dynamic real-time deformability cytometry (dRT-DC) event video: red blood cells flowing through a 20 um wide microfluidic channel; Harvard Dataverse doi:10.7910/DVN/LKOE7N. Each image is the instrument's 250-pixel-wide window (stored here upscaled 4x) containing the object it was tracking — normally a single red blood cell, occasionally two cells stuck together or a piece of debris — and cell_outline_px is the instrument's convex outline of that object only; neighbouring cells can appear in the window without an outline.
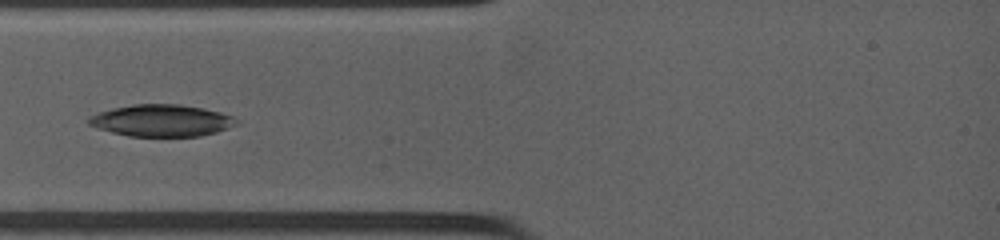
{"species": "common noctule bat (a hibernating species)", "species_latin": "Nyctalus noctula", "temperature_condition": "warm", "stored_images_in_passage": 4, "camera_frame_rate_fps": 4500, "um_per_image_px": 0.085, "animal": {"sex": "female", "body_mass_g": 19.0, "forearm_length_mm": 53.3}, "frame": {"image": 1, "passage_image": 2, "time_ms": 0.889, "image_size_px": [1000, 240], "cell_outline_px": [[240, 124], [216, 132], [200, 136], [128, 136], [96, 128], [88, 124], [88, 116], [112, 108], [132, 104], [180, 104], [204, 108], [220, 112], [232, 116]], "centroid_in_image_um": [13.73, 10.24], "position_along_channel_um": 71.3, "area_um2": 27.51}}
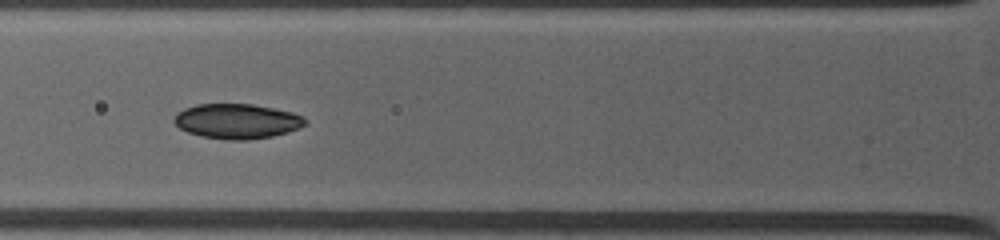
{"frame": {"image": 2, "passage_image": 3, "time_ms": 1.778, "image_size_px": [1000, 240], "cell_outline_px": [[308, 124], [300, 128], [288, 132], [272, 136], [248, 140], [232, 140], [200, 136], [188, 132], [180, 128], [172, 120], [184, 108], [196, 104], [252, 104], [292, 112], [304, 116], [308, 120]], "centroid_in_image_um": [20.2, 10.3], "position_along_channel_um": 105.6, "area_um2": 26.7}}
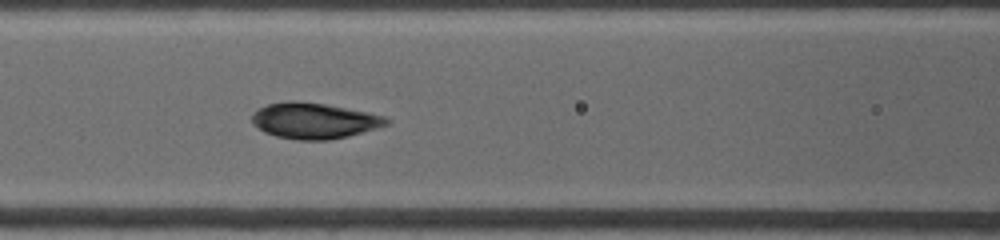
{"frame": {"image": 3, "passage_image": 4, "time_ms": 2.667, "image_size_px": [1000, 240], "cell_outline_px": [[392, 120], [388, 124], [376, 128], [348, 136], [328, 140], [296, 140], [276, 136], [264, 132], [252, 124], [252, 112], [268, 104], [288, 100], [296, 100], [324, 104], [368, 112], [384, 116]], "centroid_in_image_um": [26.68, 10.26], "position_along_channel_um": 139.9, "area_um2": 28.15}}